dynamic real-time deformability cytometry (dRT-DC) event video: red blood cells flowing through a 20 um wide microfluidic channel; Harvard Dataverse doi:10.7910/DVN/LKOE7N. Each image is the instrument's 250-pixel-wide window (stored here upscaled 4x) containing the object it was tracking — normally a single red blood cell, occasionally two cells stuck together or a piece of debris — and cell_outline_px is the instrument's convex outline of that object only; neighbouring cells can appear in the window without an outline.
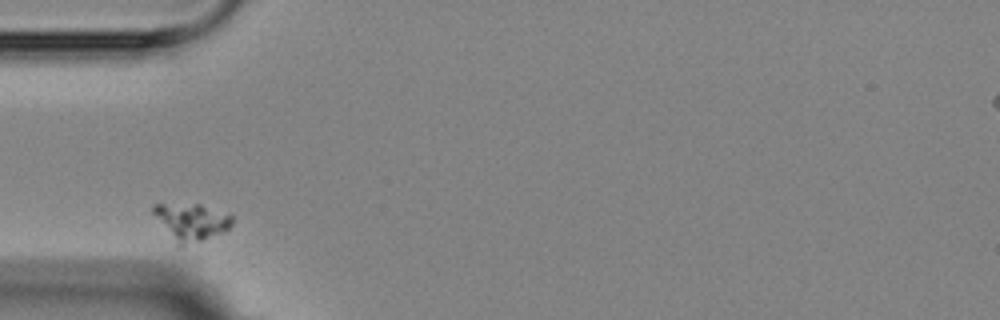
{"species": "Egyptian fruit bat (a non-hibernating species)", "species_latin": "Rousettus aegyptiacus", "temperature_condition": "room temperature", "stored_images_in_passage": 2, "camera_frame_rate_fps": 3000, "um_per_image_px": 0.085, "animal": {"sex": "female"}, "frame": {"image": 1, "passage_image": 1, "time_ms": 0.0, "image_size_px": [1000, 320], "cell_outline_px": [[232, 224], [224, 232], [180, 248], [176, 244], [152, 212], [152, 204], [200, 204], [232, 216]], "centroid_in_image_um": [16.23, 18.87], "position_along_channel_um": 68.8, "area_um2": 16.82}}